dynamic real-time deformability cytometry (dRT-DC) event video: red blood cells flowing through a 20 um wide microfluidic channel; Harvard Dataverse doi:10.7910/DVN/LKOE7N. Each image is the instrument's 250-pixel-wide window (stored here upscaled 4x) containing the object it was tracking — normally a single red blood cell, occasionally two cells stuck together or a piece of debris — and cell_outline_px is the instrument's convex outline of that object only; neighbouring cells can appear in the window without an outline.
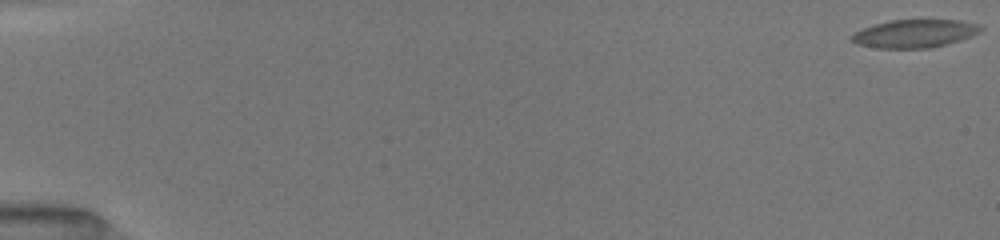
{"species": "common noctule bat (a hibernating species)", "species_latin": "Nyctalus noctula", "temperature_condition": "room temperature", "stored_images_in_passage": 53, "camera_frame_rate_fps": 3000, "um_per_image_px": 0.085, "animal": {"sex": "female", "body_mass_g": 19.5, "forearm_length_mm": 54.1}, "frame": {"image": 1, "passage_image": 1, "time_ms": 0.0, "image_size_px": [1000, 240], "cell_outline_px": [[984, 28], [980, 32], [960, 40], [928, 48], [880, 48], [856, 44], [848, 36], [864, 28], [876, 24], [892, 20], [960, 20], [976, 24]], "centroid_in_image_um": [77.73, 2.85], "position_along_channel_um": 7.3, "area_um2": 20.81}}
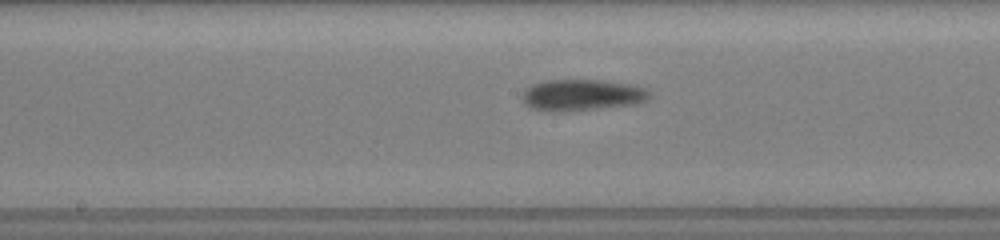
{"frame": {"image": 2, "passage_image": 29, "time_ms": 9.333, "image_size_px": [1000, 240], "cell_outline_px": [[648, 96], [644, 100], [636, 104], [560, 112], [552, 112], [532, 108], [524, 104], [524, 92], [532, 84], [544, 80], [600, 80], [636, 84], [644, 88], [648, 92]], "centroid_in_image_um": [49.46, 8.07], "position_along_channel_um": 198.7, "area_um2": 23.06}}
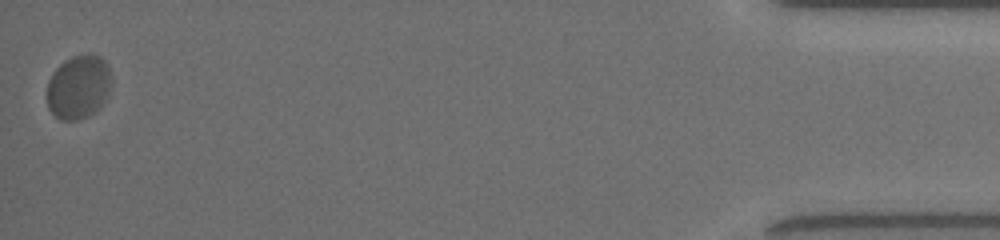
{"frame": {"image": 3, "passage_image": 53, "time_ms": 17.333, "image_size_px": [1000, 240], "cell_outline_px": [[112, 80], [108, 92], [104, 100], [88, 116], [76, 120], [60, 120], [48, 108], [48, 80], [56, 68], [64, 60], [72, 56], [100, 56], [104, 60], [108, 68]], "centroid_in_image_um": [6.65, 7.4], "position_along_channel_um": 428.5, "area_um2": 23.41}, "authors_computed_cell_mechanics": {"area_um2": 21.7328, "velocity_mm_per_s": 3.9084, "shape_relaxation_time_tau1_ms": 4.4373, "shape_relaxation_time_tau2_ms": 1.0836, "deformation_change_tau1": 0.124, "deformation_change_tau2": 0.0474}}